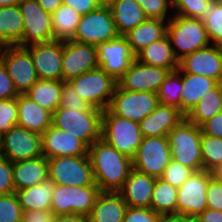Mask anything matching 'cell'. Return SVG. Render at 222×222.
Instances as JSON below:
<instances>
[{"label":"cell","instance_id":"27","mask_svg":"<svg viewBox=\"0 0 222 222\" xmlns=\"http://www.w3.org/2000/svg\"><path fill=\"white\" fill-rule=\"evenodd\" d=\"M109 6L119 35L124 36L147 18L135 0H110Z\"/></svg>","mask_w":222,"mask_h":222},{"label":"cell","instance_id":"53","mask_svg":"<svg viewBox=\"0 0 222 222\" xmlns=\"http://www.w3.org/2000/svg\"><path fill=\"white\" fill-rule=\"evenodd\" d=\"M195 222H222V211L206 208L194 218Z\"/></svg>","mask_w":222,"mask_h":222},{"label":"cell","instance_id":"10","mask_svg":"<svg viewBox=\"0 0 222 222\" xmlns=\"http://www.w3.org/2000/svg\"><path fill=\"white\" fill-rule=\"evenodd\" d=\"M158 104L156 93L127 91L117 85L108 109L114 115L139 123L154 111Z\"/></svg>","mask_w":222,"mask_h":222},{"label":"cell","instance_id":"42","mask_svg":"<svg viewBox=\"0 0 222 222\" xmlns=\"http://www.w3.org/2000/svg\"><path fill=\"white\" fill-rule=\"evenodd\" d=\"M23 209L15 192L0 196V222H22Z\"/></svg>","mask_w":222,"mask_h":222},{"label":"cell","instance_id":"59","mask_svg":"<svg viewBox=\"0 0 222 222\" xmlns=\"http://www.w3.org/2000/svg\"><path fill=\"white\" fill-rule=\"evenodd\" d=\"M219 48H220L221 53H222V43L219 45Z\"/></svg>","mask_w":222,"mask_h":222},{"label":"cell","instance_id":"41","mask_svg":"<svg viewBox=\"0 0 222 222\" xmlns=\"http://www.w3.org/2000/svg\"><path fill=\"white\" fill-rule=\"evenodd\" d=\"M135 1L142 7V10L147 19H159L163 21H169L173 16V3L170 0Z\"/></svg>","mask_w":222,"mask_h":222},{"label":"cell","instance_id":"3","mask_svg":"<svg viewBox=\"0 0 222 222\" xmlns=\"http://www.w3.org/2000/svg\"><path fill=\"white\" fill-rule=\"evenodd\" d=\"M167 35L176 58L211 45L202 19L174 15L167 22Z\"/></svg>","mask_w":222,"mask_h":222},{"label":"cell","instance_id":"45","mask_svg":"<svg viewBox=\"0 0 222 222\" xmlns=\"http://www.w3.org/2000/svg\"><path fill=\"white\" fill-rule=\"evenodd\" d=\"M59 107L89 109L91 106L75 92L69 82H63Z\"/></svg>","mask_w":222,"mask_h":222},{"label":"cell","instance_id":"12","mask_svg":"<svg viewBox=\"0 0 222 222\" xmlns=\"http://www.w3.org/2000/svg\"><path fill=\"white\" fill-rule=\"evenodd\" d=\"M170 160L171 150L167 136L143 137L132 158V168L160 178Z\"/></svg>","mask_w":222,"mask_h":222},{"label":"cell","instance_id":"1","mask_svg":"<svg viewBox=\"0 0 222 222\" xmlns=\"http://www.w3.org/2000/svg\"><path fill=\"white\" fill-rule=\"evenodd\" d=\"M94 182L101 192H118L132 169V159L100 138L88 147Z\"/></svg>","mask_w":222,"mask_h":222},{"label":"cell","instance_id":"33","mask_svg":"<svg viewBox=\"0 0 222 222\" xmlns=\"http://www.w3.org/2000/svg\"><path fill=\"white\" fill-rule=\"evenodd\" d=\"M222 111V83L208 91L185 116L191 123L200 127Z\"/></svg>","mask_w":222,"mask_h":222},{"label":"cell","instance_id":"29","mask_svg":"<svg viewBox=\"0 0 222 222\" xmlns=\"http://www.w3.org/2000/svg\"><path fill=\"white\" fill-rule=\"evenodd\" d=\"M136 60L145 65L161 67L170 71L177 70L179 66L167 34L142 49L136 55Z\"/></svg>","mask_w":222,"mask_h":222},{"label":"cell","instance_id":"6","mask_svg":"<svg viewBox=\"0 0 222 222\" xmlns=\"http://www.w3.org/2000/svg\"><path fill=\"white\" fill-rule=\"evenodd\" d=\"M75 92L90 106L108 109L118 83L100 67L89 70L68 81Z\"/></svg>","mask_w":222,"mask_h":222},{"label":"cell","instance_id":"28","mask_svg":"<svg viewBox=\"0 0 222 222\" xmlns=\"http://www.w3.org/2000/svg\"><path fill=\"white\" fill-rule=\"evenodd\" d=\"M218 84L209 77L182 72L181 112L186 116L199 100Z\"/></svg>","mask_w":222,"mask_h":222},{"label":"cell","instance_id":"5","mask_svg":"<svg viewBox=\"0 0 222 222\" xmlns=\"http://www.w3.org/2000/svg\"><path fill=\"white\" fill-rule=\"evenodd\" d=\"M101 138L132 159L143 137L139 123L114 115L109 109H105L102 112Z\"/></svg>","mask_w":222,"mask_h":222},{"label":"cell","instance_id":"16","mask_svg":"<svg viewBox=\"0 0 222 222\" xmlns=\"http://www.w3.org/2000/svg\"><path fill=\"white\" fill-rule=\"evenodd\" d=\"M97 48V64L104 72L118 82L130 68L136 56L125 36L101 42Z\"/></svg>","mask_w":222,"mask_h":222},{"label":"cell","instance_id":"55","mask_svg":"<svg viewBox=\"0 0 222 222\" xmlns=\"http://www.w3.org/2000/svg\"><path fill=\"white\" fill-rule=\"evenodd\" d=\"M45 12L53 14L61 5L62 0H36Z\"/></svg>","mask_w":222,"mask_h":222},{"label":"cell","instance_id":"13","mask_svg":"<svg viewBox=\"0 0 222 222\" xmlns=\"http://www.w3.org/2000/svg\"><path fill=\"white\" fill-rule=\"evenodd\" d=\"M0 155L12 163L43 156L42 135L16 125L0 137Z\"/></svg>","mask_w":222,"mask_h":222},{"label":"cell","instance_id":"15","mask_svg":"<svg viewBox=\"0 0 222 222\" xmlns=\"http://www.w3.org/2000/svg\"><path fill=\"white\" fill-rule=\"evenodd\" d=\"M23 17L21 47L54 40L52 14L45 12L36 0H23L19 4Z\"/></svg>","mask_w":222,"mask_h":222},{"label":"cell","instance_id":"35","mask_svg":"<svg viewBox=\"0 0 222 222\" xmlns=\"http://www.w3.org/2000/svg\"><path fill=\"white\" fill-rule=\"evenodd\" d=\"M81 16L82 15L71 6L62 4L52 14L54 40H72L76 33Z\"/></svg>","mask_w":222,"mask_h":222},{"label":"cell","instance_id":"19","mask_svg":"<svg viewBox=\"0 0 222 222\" xmlns=\"http://www.w3.org/2000/svg\"><path fill=\"white\" fill-rule=\"evenodd\" d=\"M178 70L198 74L222 83V53L219 46L210 45L179 60Z\"/></svg>","mask_w":222,"mask_h":222},{"label":"cell","instance_id":"9","mask_svg":"<svg viewBox=\"0 0 222 222\" xmlns=\"http://www.w3.org/2000/svg\"><path fill=\"white\" fill-rule=\"evenodd\" d=\"M118 36L111 10L107 4H102L81 16L72 40L97 46Z\"/></svg>","mask_w":222,"mask_h":222},{"label":"cell","instance_id":"57","mask_svg":"<svg viewBox=\"0 0 222 222\" xmlns=\"http://www.w3.org/2000/svg\"><path fill=\"white\" fill-rule=\"evenodd\" d=\"M23 0H0V7L3 6H19Z\"/></svg>","mask_w":222,"mask_h":222},{"label":"cell","instance_id":"56","mask_svg":"<svg viewBox=\"0 0 222 222\" xmlns=\"http://www.w3.org/2000/svg\"><path fill=\"white\" fill-rule=\"evenodd\" d=\"M55 222H89V219L80 214H65L56 216Z\"/></svg>","mask_w":222,"mask_h":222},{"label":"cell","instance_id":"38","mask_svg":"<svg viewBox=\"0 0 222 222\" xmlns=\"http://www.w3.org/2000/svg\"><path fill=\"white\" fill-rule=\"evenodd\" d=\"M201 154L203 170L218 174L222 171V139L202 135Z\"/></svg>","mask_w":222,"mask_h":222},{"label":"cell","instance_id":"50","mask_svg":"<svg viewBox=\"0 0 222 222\" xmlns=\"http://www.w3.org/2000/svg\"><path fill=\"white\" fill-rule=\"evenodd\" d=\"M200 128L202 135H210L222 139V111L204 122Z\"/></svg>","mask_w":222,"mask_h":222},{"label":"cell","instance_id":"24","mask_svg":"<svg viewBox=\"0 0 222 222\" xmlns=\"http://www.w3.org/2000/svg\"><path fill=\"white\" fill-rule=\"evenodd\" d=\"M17 106V126L42 135L52 125V113L25 94H19Z\"/></svg>","mask_w":222,"mask_h":222},{"label":"cell","instance_id":"30","mask_svg":"<svg viewBox=\"0 0 222 222\" xmlns=\"http://www.w3.org/2000/svg\"><path fill=\"white\" fill-rule=\"evenodd\" d=\"M167 22L159 19H146L124 35L135 56L142 49L167 34Z\"/></svg>","mask_w":222,"mask_h":222},{"label":"cell","instance_id":"22","mask_svg":"<svg viewBox=\"0 0 222 222\" xmlns=\"http://www.w3.org/2000/svg\"><path fill=\"white\" fill-rule=\"evenodd\" d=\"M156 178L131 169L118 193L130 207L150 208Z\"/></svg>","mask_w":222,"mask_h":222},{"label":"cell","instance_id":"47","mask_svg":"<svg viewBox=\"0 0 222 222\" xmlns=\"http://www.w3.org/2000/svg\"><path fill=\"white\" fill-rule=\"evenodd\" d=\"M15 192L13 184V163L0 155V196Z\"/></svg>","mask_w":222,"mask_h":222},{"label":"cell","instance_id":"20","mask_svg":"<svg viewBox=\"0 0 222 222\" xmlns=\"http://www.w3.org/2000/svg\"><path fill=\"white\" fill-rule=\"evenodd\" d=\"M169 72V69L145 65L135 59L117 83L127 91L157 93Z\"/></svg>","mask_w":222,"mask_h":222},{"label":"cell","instance_id":"21","mask_svg":"<svg viewBox=\"0 0 222 222\" xmlns=\"http://www.w3.org/2000/svg\"><path fill=\"white\" fill-rule=\"evenodd\" d=\"M42 154L46 159L88 155V146L78 137L51 125L42 134Z\"/></svg>","mask_w":222,"mask_h":222},{"label":"cell","instance_id":"54","mask_svg":"<svg viewBox=\"0 0 222 222\" xmlns=\"http://www.w3.org/2000/svg\"><path fill=\"white\" fill-rule=\"evenodd\" d=\"M156 222H195L193 218L182 214H158Z\"/></svg>","mask_w":222,"mask_h":222},{"label":"cell","instance_id":"40","mask_svg":"<svg viewBox=\"0 0 222 222\" xmlns=\"http://www.w3.org/2000/svg\"><path fill=\"white\" fill-rule=\"evenodd\" d=\"M213 2L214 0H174L172 12L174 15L203 19Z\"/></svg>","mask_w":222,"mask_h":222},{"label":"cell","instance_id":"7","mask_svg":"<svg viewBox=\"0 0 222 222\" xmlns=\"http://www.w3.org/2000/svg\"><path fill=\"white\" fill-rule=\"evenodd\" d=\"M100 193L98 185L65 186L55 184L51 211L56 216L80 214L88 217Z\"/></svg>","mask_w":222,"mask_h":222},{"label":"cell","instance_id":"11","mask_svg":"<svg viewBox=\"0 0 222 222\" xmlns=\"http://www.w3.org/2000/svg\"><path fill=\"white\" fill-rule=\"evenodd\" d=\"M0 59L19 94H25L39 80L31 54L26 47L1 46Z\"/></svg>","mask_w":222,"mask_h":222},{"label":"cell","instance_id":"8","mask_svg":"<svg viewBox=\"0 0 222 222\" xmlns=\"http://www.w3.org/2000/svg\"><path fill=\"white\" fill-rule=\"evenodd\" d=\"M48 160V173L57 185L88 186L94 182L92 165L89 155L61 156Z\"/></svg>","mask_w":222,"mask_h":222},{"label":"cell","instance_id":"14","mask_svg":"<svg viewBox=\"0 0 222 222\" xmlns=\"http://www.w3.org/2000/svg\"><path fill=\"white\" fill-rule=\"evenodd\" d=\"M214 175L215 173L205 170L193 172V174L177 188V214H182L194 219L207 208V186L209 180Z\"/></svg>","mask_w":222,"mask_h":222},{"label":"cell","instance_id":"36","mask_svg":"<svg viewBox=\"0 0 222 222\" xmlns=\"http://www.w3.org/2000/svg\"><path fill=\"white\" fill-rule=\"evenodd\" d=\"M176 205L177 188L161 178H156L150 208L157 214H175Z\"/></svg>","mask_w":222,"mask_h":222},{"label":"cell","instance_id":"58","mask_svg":"<svg viewBox=\"0 0 222 222\" xmlns=\"http://www.w3.org/2000/svg\"><path fill=\"white\" fill-rule=\"evenodd\" d=\"M103 4H107L110 0H100Z\"/></svg>","mask_w":222,"mask_h":222},{"label":"cell","instance_id":"4","mask_svg":"<svg viewBox=\"0 0 222 222\" xmlns=\"http://www.w3.org/2000/svg\"><path fill=\"white\" fill-rule=\"evenodd\" d=\"M167 139L171 150V159L194 172L203 170L200 127L185 117L167 134Z\"/></svg>","mask_w":222,"mask_h":222},{"label":"cell","instance_id":"32","mask_svg":"<svg viewBox=\"0 0 222 222\" xmlns=\"http://www.w3.org/2000/svg\"><path fill=\"white\" fill-rule=\"evenodd\" d=\"M23 27L19 6L0 7V47L19 45L22 42Z\"/></svg>","mask_w":222,"mask_h":222},{"label":"cell","instance_id":"17","mask_svg":"<svg viewBox=\"0 0 222 222\" xmlns=\"http://www.w3.org/2000/svg\"><path fill=\"white\" fill-rule=\"evenodd\" d=\"M98 67L97 48L74 40L62 41V81L80 76Z\"/></svg>","mask_w":222,"mask_h":222},{"label":"cell","instance_id":"2","mask_svg":"<svg viewBox=\"0 0 222 222\" xmlns=\"http://www.w3.org/2000/svg\"><path fill=\"white\" fill-rule=\"evenodd\" d=\"M102 110L58 107L52 113V126L81 139L88 147L101 138Z\"/></svg>","mask_w":222,"mask_h":222},{"label":"cell","instance_id":"51","mask_svg":"<svg viewBox=\"0 0 222 222\" xmlns=\"http://www.w3.org/2000/svg\"><path fill=\"white\" fill-rule=\"evenodd\" d=\"M62 4L71 6L79 14L85 15L103 3L100 0H62Z\"/></svg>","mask_w":222,"mask_h":222},{"label":"cell","instance_id":"39","mask_svg":"<svg viewBox=\"0 0 222 222\" xmlns=\"http://www.w3.org/2000/svg\"><path fill=\"white\" fill-rule=\"evenodd\" d=\"M202 20L211 44L219 46L222 43V0H214Z\"/></svg>","mask_w":222,"mask_h":222},{"label":"cell","instance_id":"26","mask_svg":"<svg viewBox=\"0 0 222 222\" xmlns=\"http://www.w3.org/2000/svg\"><path fill=\"white\" fill-rule=\"evenodd\" d=\"M127 203L118 192H101L88 216L89 222H123Z\"/></svg>","mask_w":222,"mask_h":222},{"label":"cell","instance_id":"49","mask_svg":"<svg viewBox=\"0 0 222 222\" xmlns=\"http://www.w3.org/2000/svg\"><path fill=\"white\" fill-rule=\"evenodd\" d=\"M19 96L7 69L0 59V99H13Z\"/></svg>","mask_w":222,"mask_h":222},{"label":"cell","instance_id":"43","mask_svg":"<svg viewBox=\"0 0 222 222\" xmlns=\"http://www.w3.org/2000/svg\"><path fill=\"white\" fill-rule=\"evenodd\" d=\"M17 98L0 99V137L17 125Z\"/></svg>","mask_w":222,"mask_h":222},{"label":"cell","instance_id":"48","mask_svg":"<svg viewBox=\"0 0 222 222\" xmlns=\"http://www.w3.org/2000/svg\"><path fill=\"white\" fill-rule=\"evenodd\" d=\"M157 216L151 208L128 206L123 222H156Z\"/></svg>","mask_w":222,"mask_h":222},{"label":"cell","instance_id":"46","mask_svg":"<svg viewBox=\"0 0 222 222\" xmlns=\"http://www.w3.org/2000/svg\"><path fill=\"white\" fill-rule=\"evenodd\" d=\"M206 200L207 208L222 211V177L219 174L209 180Z\"/></svg>","mask_w":222,"mask_h":222},{"label":"cell","instance_id":"25","mask_svg":"<svg viewBox=\"0 0 222 222\" xmlns=\"http://www.w3.org/2000/svg\"><path fill=\"white\" fill-rule=\"evenodd\" d=\"M48 178V160L44 156L13 163L14 191L39 185Z\"/></svg>","mask_w":222,"mask_h":222},{"label":"cell","instance_id":"31","mask_svg":"<svg viewBox=\"0 0 222 222\" xmlns=\"http://www.w3.org/2000/svg\"><path fill=\"white\" fill-rule=\"evenodd\" d=\"M55 183L51 179L42 181L39 185L15 191L23 210H51V201Z\"/></svg>","mask_w":222,"mask_h":222},{"label":"cell","instance_id":"34","mask_svg":"<svg viewBox=\"0 0 222 222\" xmlns=\"http://www.w3.org/2000/svg\"><path fill=\"white\" fill-rule=\"evenodd\" d=\"M62 86L63 81L39 79L25 95L53 113L59 107Z\"/></svg>","mask_w":222,"mask_h":222},{"label":"cell","instance_id":"23","mask_svg":"<svg viewBox=\"0 0 222 222\" xmlns=\"http://www.w3.org/2000/svg\"><path fill=\"white\" fill-rule=\"evenodd\" d=\"M185 118L176 107L158 104L154 111L139 122L142 137H160L167 134Z\"/></svg>","mask_w":222,"mask_h":222},{"label":"cell","instance_id":"44","mask_svg":"<svg viewBox=\"0 0 222 222\" xmlns=\"http://www.w3.org/2000/svg\"><path fill=\"white\" fill-rule=\"evenodd\" d=\"M193 172L192 169L171 159L160 178L167 181L171 186L179 188Z\"/></svg>","mask_w":222,"mask_h":222},{"label":"cell","instance_id":"52","mask_svg":"<svg viewBox=\"0 0 222 222\" xmlns=\"http://www.w3.org/2000/svg\"><path fill=\"white\" fill-rule=\"evenodd\" d=\"M56 215L51 210H23L22 222H55Z\"/></svg>","mask_w":222,"mask_h":222},{"label":"cell","instance_id":"18","mask_svg":"<svg viewBox=\"0 0 222 222\" xmlns=\"http://www.w3.org/2000/svg\"><path fill=\"white\" fill-rule=\"evenodd\" d=\"M26 48L39 79L62 81V41L36 43Z\"/></svg>","mask_w":222,"mask_h":222},{"label":"cell","instance_id":"37","mask_svg":"<svg viewBox=\"0 0 222 222\" xmlns=\"http://www.w3.org/2000/svg\"><path fill=\"white\" fill-rule=\"evenodd\" d=\"M182 72L170 71L157 91L160 104L176 107L181 111Z\"/></svg>","mask_w":222,"mask_h":222}]
</instances>
